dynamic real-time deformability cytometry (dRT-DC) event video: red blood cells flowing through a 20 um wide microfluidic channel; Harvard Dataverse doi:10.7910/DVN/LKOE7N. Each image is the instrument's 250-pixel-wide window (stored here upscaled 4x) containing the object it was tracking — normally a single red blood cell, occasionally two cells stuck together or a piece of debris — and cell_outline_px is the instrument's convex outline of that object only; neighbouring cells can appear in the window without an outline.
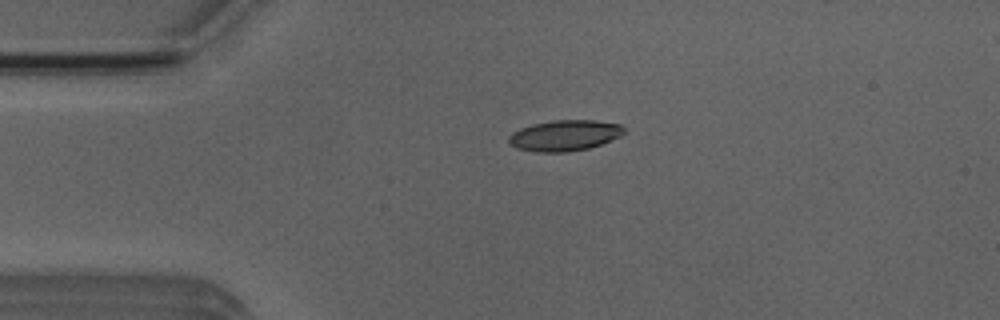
{"species": "Egyptian fruit bat (a non-hibernating species)", "species_latin": "Rousettus aegyptiacus", "temperature_condition": "room temperature", "stored_images_in_passage": 3, "camera_frame_rate_fps": 3000, "um_per_image_px": 0.085, "animal": {"sex": "male"}, "frame": {"image": 1, "passage_image": 1, "time_ms": 0.0, "image_size_px": [1000, 320], "cell_outline_px": [[624, 132], [620, 136], [600, 144], [588, 148], [568, 152], [536, 152], [516, 148], [508, 144], [508, 136], [512, 132], [520, 128], [532, 124], [552, 120], [596, 120], [620, 124], [624, 128]], "centroid_in_image_um": [47.95, 11.51], "position_along_channel_um": 37.1, "area_um2": 20.81}}